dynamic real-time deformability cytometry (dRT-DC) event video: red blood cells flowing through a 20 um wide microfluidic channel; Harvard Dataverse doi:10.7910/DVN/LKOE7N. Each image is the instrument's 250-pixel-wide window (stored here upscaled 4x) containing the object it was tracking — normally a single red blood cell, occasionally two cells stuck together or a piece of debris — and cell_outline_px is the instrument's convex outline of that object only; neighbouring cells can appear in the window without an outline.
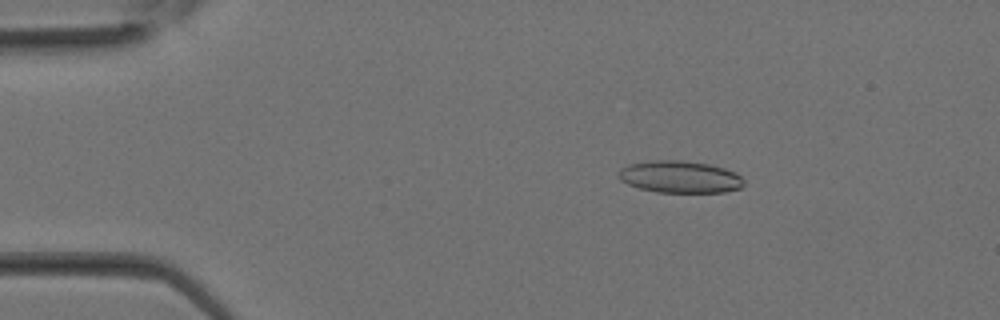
{"species": "Egyptian fruit bat (a non-hibernating species)", "species_latin": "Rousettus aegyptiacus", "temperature_condition": "room temperature", "stored_images_in_passage": 29, "camera_frame_rate_fps": 3000, "um_per_image_px": 0.085, "animal": {"sex": "female"}, "frame": {"image": 1, "passage_image": 2, "time_ms": 0.333, "image_size_px": [1000, 320], "cell_outline_px": [[744, 184], [740, 188], [724, 192], [656, 192], [640, 188], [628, 184], [620, 180], [620, 168], [628, 164], [652, 160], [680, 160], [708, 164], [724, 168], [736, 172], [744, 180]], "centroid_in_image_um": [57.8, 15.03], "position_along_channel_um": 27.2, "area_um2": 23.35}}
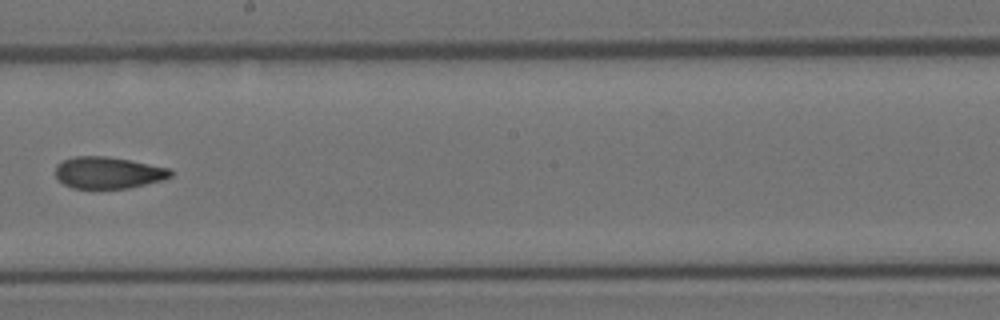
{"frame": {"image": 2, "passage_image": 15, "time_ms": 4.667, "image_size_px": [1000, 320], "cell_outline_px": [[172, 176], [160, 180], [128, 188], [72, 188], [64, 184], [56, 176], [56, 164], [60, 160], [76, 156], [108, 156], [168, 168], [172, 172]], "centroid_in_image_um": [9.13, 14.67], "position_along_channel_um": 239.1, "area_um2": 21.04}}
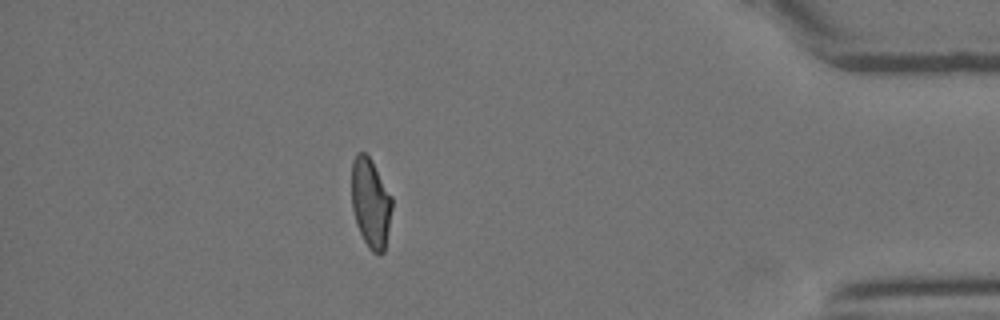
{"frame": {"image": 3, "passage_image": 25, "time_ms": 8.0, "image_size_px": [1000, 320], "cell_outline_px": [[392, 208], [384, 252], [380, 256], [372, 252], [368, 248], [356, 224], [352, 208], [352, 160], [356, 152], [364, 152], [372, 160], [392, 196]], "centroid_in_image_um": [31.5, 17.25], "position_along_channel_um": 403.7, "area_um2": 21.21}}